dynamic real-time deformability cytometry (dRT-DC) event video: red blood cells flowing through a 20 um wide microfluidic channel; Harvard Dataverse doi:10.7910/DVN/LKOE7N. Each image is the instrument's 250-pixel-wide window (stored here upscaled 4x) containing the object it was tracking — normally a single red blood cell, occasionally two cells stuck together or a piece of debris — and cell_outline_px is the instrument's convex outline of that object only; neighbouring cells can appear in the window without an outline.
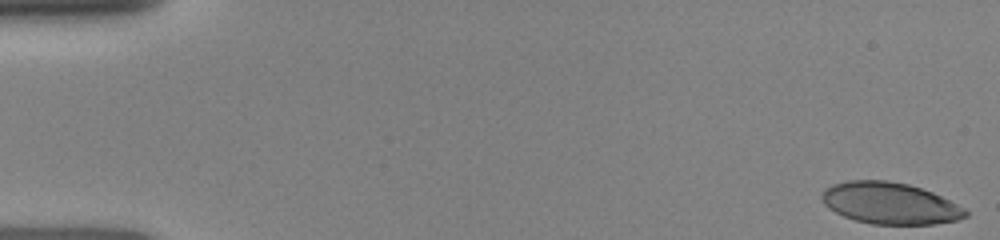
{"species": "human", "species_latin": "Homo sapiens", "temperature_condition": "room temperature", "stored_images_in_passage": 25, "camera_frame_rate_fps": 3000, "um_per_image_px": 0.085, "donor": {"sex": "female"}, "frame": {"image": 1, "passage_image": 1, "time_ms": 0.0, "image_size_px": [1000, 240], "cell_outline_px": [[968, 216], [956, 220], [932, 224], [872, 224], [856, 220], [844, 216], [828, 208], [824, 204], [820, 196], [820, 192], [824, 188], [832, 184], [848, 180], [888, 180], [908, 184], [932, 192], [964, 208], [968, 212]], "centroid_in_image_um": [75.59, 17.26], "position_along_channel_um": 9.4, "area_um2": 34.8}}
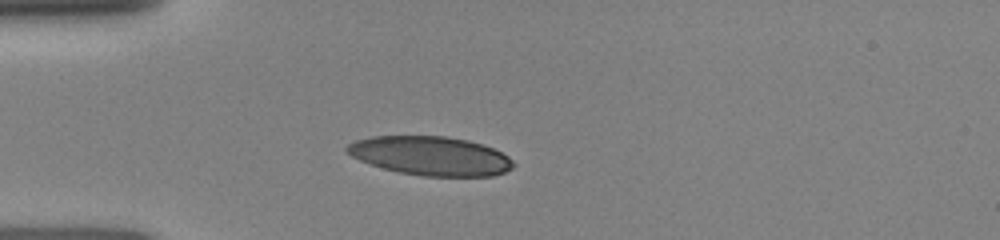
{"frame": {"image": 2, "passage_image": 21, "time_ms": 4.0, "image_size_px": [1000, 240], "cell_outline_px": [[516, 164], [512, 168], [504, 172], [492, 176], [424, 176], [400, 172], [384, 168], [360, 160], [344, 152], [344, 148], [348, 144], [356, 140], [372, 136], [444, 136], [468, 140], [492, 148], [508, 156]], "centroid_in_image_um": [36.59, 13.24], "position_along_channel_um": 48.4, "area_um2": 37.63}}